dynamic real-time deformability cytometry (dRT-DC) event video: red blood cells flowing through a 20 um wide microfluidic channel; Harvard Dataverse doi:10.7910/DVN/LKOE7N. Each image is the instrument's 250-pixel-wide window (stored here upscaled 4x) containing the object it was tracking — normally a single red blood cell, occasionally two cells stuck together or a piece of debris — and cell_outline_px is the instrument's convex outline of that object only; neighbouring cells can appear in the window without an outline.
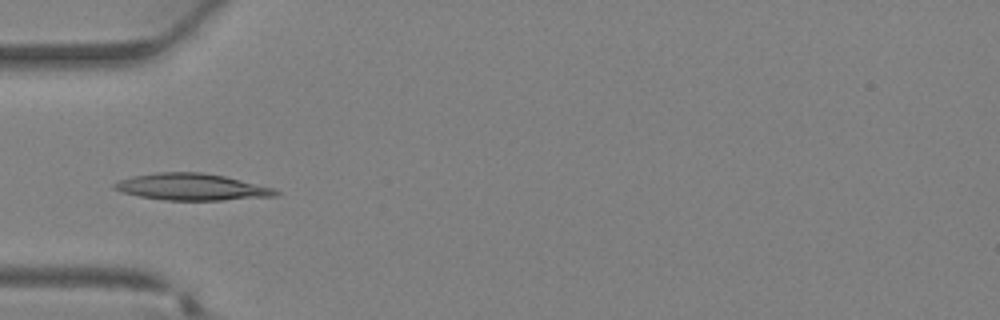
{"species": "Egyptian fruit bat (a non-hibernating species)", "species_latin": "Rousettus aegyptiacus", "temperature_condition": "warm", "stored_images_in_passage": 33, "camera_frame_rate_fps": 3000, "um_per_image_px": 0.085, "animal": {"sex": "female"}, "frame": {"image": 1, "passage_image": 8, "time_ms": 2.333, "image_size_px": [1000, 320], "cell_outline_px": [[280, 192], [276, 196], [220, 200], [164, 200], [140, 196], [120, 192], [112, 188], [112, 184], [120, 180], [132, 176], [156, 172], [200, 172], [224, 176], [276, 188]], "centroid_in_image_um": [16.28, 15.89], "position_along_channel_um": 68.7, "area_um2": 25.14}}
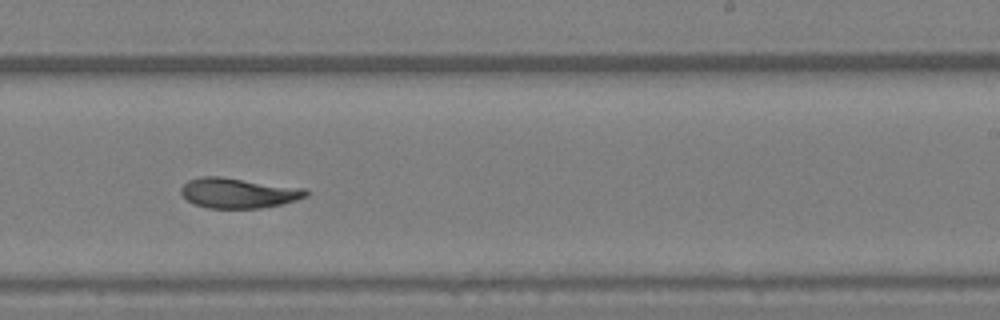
{"frame": {"image": 2, "passage_image": 19, "time_ms": 6.0, "image_size_px": [1000, 320], "cell_outline_px": [[308, 196], [296, 200], [280, 204], [260, 208], [208, 208], [196, 204], [188, 200], [180, 192], [180, 188], [188, 180], [200, 176], [220, 176], [304, 188], [308, 192]], "centroid_in_image_um": [20.25, 16.39], "position_along_channel_um": 268.8, "area_um2": 21.85}}
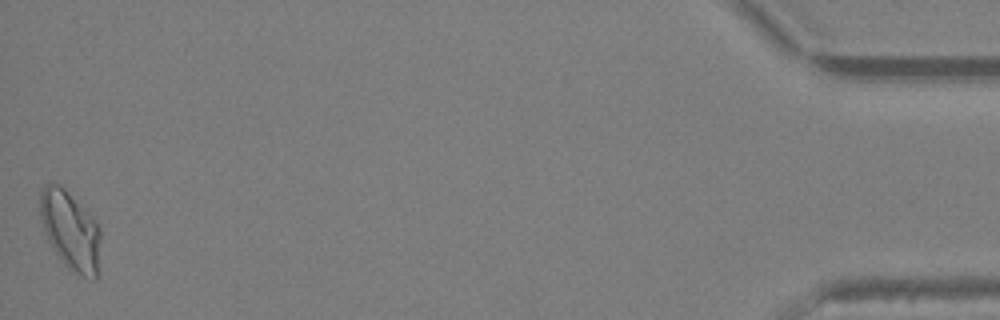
{"frame": {"image": 3, "passage_image": 33, "time_ms": 10.667, "image_size_px": [1000, 320], "cell_outline_px": [[100, 240], [96, 280], [92, 280], [68, 268], [60, 260], [52, 248], [48, 240], [40, 216], [40, 192], [48, 184], [60, 184], [96, 220], [100, 228]], "centroid_in_image_um": [5.99, 19.6], "position_along_channel_um": 429.2, "area_um2": 27.46}}